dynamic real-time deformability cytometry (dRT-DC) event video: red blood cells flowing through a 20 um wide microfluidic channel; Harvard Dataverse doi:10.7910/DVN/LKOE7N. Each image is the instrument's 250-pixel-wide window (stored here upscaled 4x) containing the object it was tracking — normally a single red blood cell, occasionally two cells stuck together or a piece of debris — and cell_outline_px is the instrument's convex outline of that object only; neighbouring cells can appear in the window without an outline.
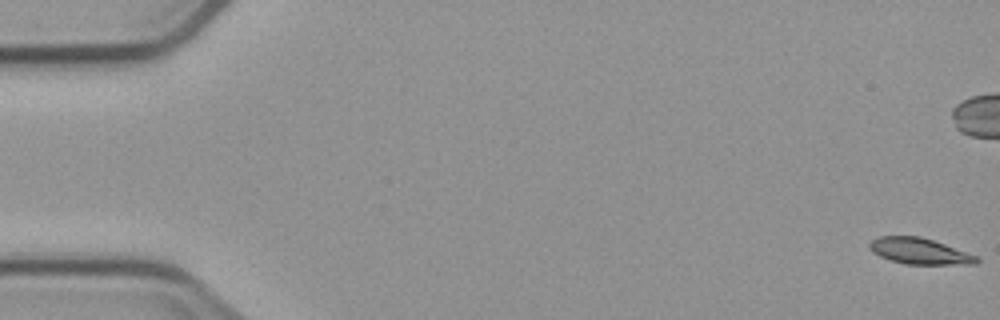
{"species": "common noctule bat (a hibernating species)", "species_latin": "Nyctalus noctula", "temperature_condition": "cold", "stored_images_in_passage": 6, "segment_of_instrument_passage": [1, 2], "camera_frame_rate_fps": 3000, "um_per_image_px": 0.085, "animal": {"sex": "male", "body_mass_g": 23.1, "forearm_length_mm": 52.7}, "frame": {"image": 1, "passage_image": 1, "time_ms": 0.0, "image_size_px": [1000, 320], "cell_outline_px": [[980, 260], [976, 264], [904, 264], [880, 256], [872, 252], [868, 248], [868, 244], [876, 236], [920, 236], [980, 256]], "centroid_in_image_um": [78.17, 21.34], "position_along_channel_um": 6.8, "area_um2": 16.36}}